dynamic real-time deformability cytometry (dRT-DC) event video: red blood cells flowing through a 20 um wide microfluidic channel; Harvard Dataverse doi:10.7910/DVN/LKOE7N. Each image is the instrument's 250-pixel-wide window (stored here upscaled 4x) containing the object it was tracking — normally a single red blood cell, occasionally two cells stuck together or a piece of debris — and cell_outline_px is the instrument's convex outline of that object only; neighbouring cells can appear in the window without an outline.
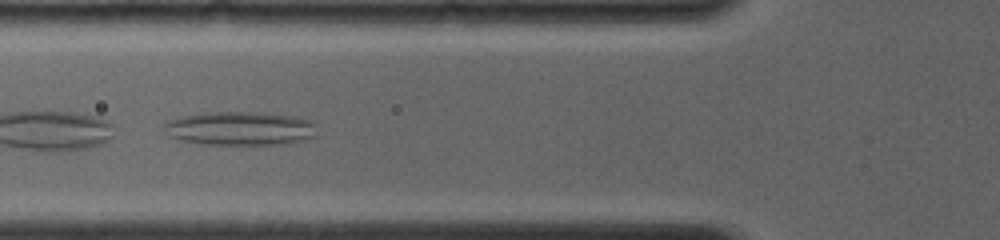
{"species": "common noctule bat (a hibernating species)", "species_latin": "Nyctalus noctula", "temperature_condition": "room temperature", "stored_images_in_passage": 12, "camera_frame_rate_fps": 4000, "um_per_image_px": 0.085, "animal": {"sex": "female", "body_mass_g": 19.0, "forearm_length_mm": 56.7}, "frame": {"image": 1, "passage_image": 3, "time_ms": 1.0, "image_size_px": [1000, 240], "cell_outline_px": [[316, 136], [304, 140], [284, 144], [200, 144], [180, 140], [172, 136], [164, 128], [164, 120], [180, 116], [200, 112], [264, 112], [296, 116], [312, 120], [316, 124]], "centroid_in_image_um": [20.43, 10.9], "position_along_channel_um": 105.4, "area_um2": 30.58}}
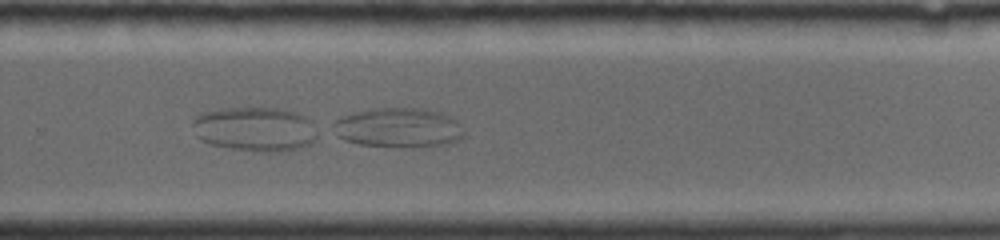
{"frame": {"image": 2, "passage_image": 12, "time_ms": 6.0, "image_size_px": [1000, 240], "cell_outline_px": [[464, 132], [456, 140], [448, 144], [360, 144], [344, 140], [336, 136], [332, 132], [332, 124], [340, 116], [352, 112], [372, 108], [420, 108], [440, 112], [456, 120]], "centroid_in_image_um": [33.75, 10.79], "position_along_channel_um": 296.0, "area_um2": 29.13}}